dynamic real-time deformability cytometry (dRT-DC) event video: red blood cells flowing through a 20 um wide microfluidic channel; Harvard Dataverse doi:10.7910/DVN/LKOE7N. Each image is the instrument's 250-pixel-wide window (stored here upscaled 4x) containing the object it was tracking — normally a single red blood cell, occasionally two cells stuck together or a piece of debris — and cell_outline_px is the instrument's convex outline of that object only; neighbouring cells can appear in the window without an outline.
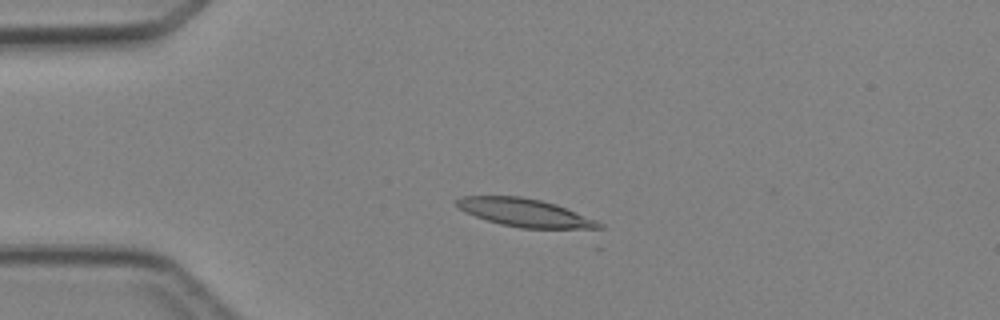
{"species": "Egyptian fruit bat (a non-hibernating species)", "species_latin": "Rousettus aegyptiacus", "temperature_condition": "cold", "stored_images_in_passage": 2, "camera_frame_rate_fps": 3000, "um_per_image_px": 0.085, "animal": {"sex": "female"}, "frame": {"image": 1, "passage_image": 2, "time_ms": 1.0, "image_size_px": [1000, 320], "cell_outline_px": [[604, 228], [596, 232], [520, 228], [500, 224], [464, 212], [456, 204], [456, 200], [464, 196], [520, 196], [540, 200], [556, 204], [596, 220], [604, 224]], "centroid_in_image_um": [44.82, 18.15], "position_along_channel_um": 40.2, "area_um2": 24.16}}